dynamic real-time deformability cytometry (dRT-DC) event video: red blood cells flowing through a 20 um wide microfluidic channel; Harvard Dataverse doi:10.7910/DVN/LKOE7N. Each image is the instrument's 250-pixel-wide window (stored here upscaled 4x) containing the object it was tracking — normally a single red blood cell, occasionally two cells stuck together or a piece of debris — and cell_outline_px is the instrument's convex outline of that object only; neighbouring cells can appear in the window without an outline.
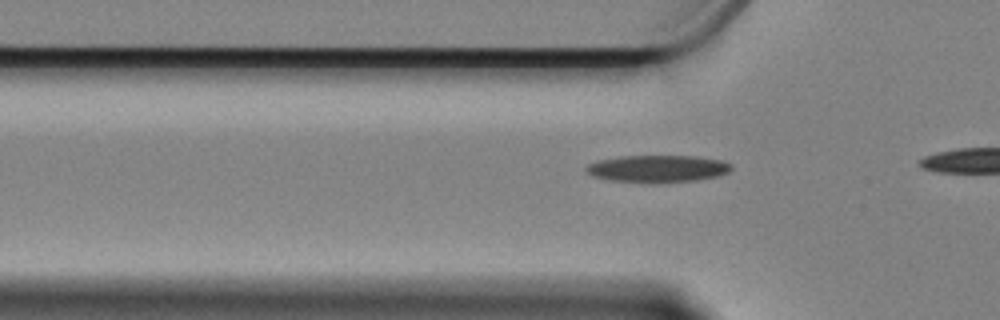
{"species": "Egyptian fruit bat (a non-hibernating species)", "species_latin": "Rousettus aegyptiacus", "temperature_condition": "cold", "stored_images_in_passage": 12, "camera_frame_rate_fps": 3000, "um_per_image_px": 0.085, "animal": {"sex": "female"}, "frame": {"image": 1, "passage_image": 6, "time_ms": 1.667, "image_size_px": [1000, 320], "cell_outline_px": [[732, 168], [728, 172], [716, 176], [696, 180], [652, 184], [612, 180], [592, 176], [584, 168], [588, 164], [596, 160], [620, 156], [696, 156], [720, 160], [732, 164]], "centroid_in_image_um": [55.87, 14.34], "position_along_channel_um": 69.9, "area_um2": 23.18}}
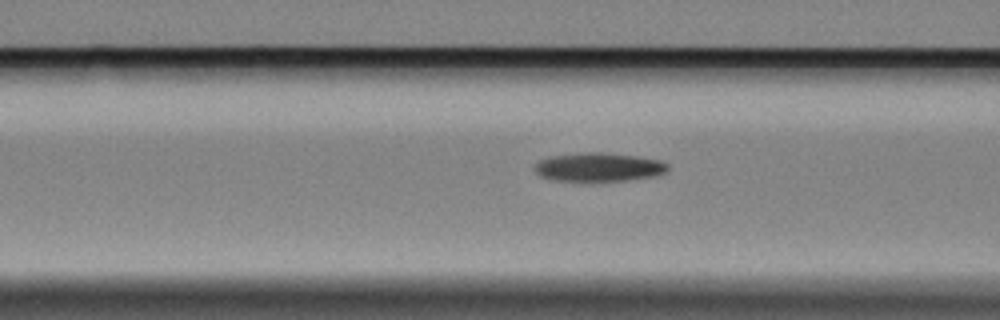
{"frame": {"image": 2, "passage_image": 10, "time_ms": 3.0, "image_size_px": [1000, 320], "cell_outline_px": [[668, 168], [664, 172], [656, 176], [628, 180], [592, 184], [552, 180], [540, 176], [536, 172], [536, 164], [540, 160], [552, 156], [584, 152], [600, 152], [636, 156], [660, 160], [668, 164]], "centroid_in_image_um": [50.88, 14.25], "position_along_channel_um": 115.7, "area_um2": 23.0}}